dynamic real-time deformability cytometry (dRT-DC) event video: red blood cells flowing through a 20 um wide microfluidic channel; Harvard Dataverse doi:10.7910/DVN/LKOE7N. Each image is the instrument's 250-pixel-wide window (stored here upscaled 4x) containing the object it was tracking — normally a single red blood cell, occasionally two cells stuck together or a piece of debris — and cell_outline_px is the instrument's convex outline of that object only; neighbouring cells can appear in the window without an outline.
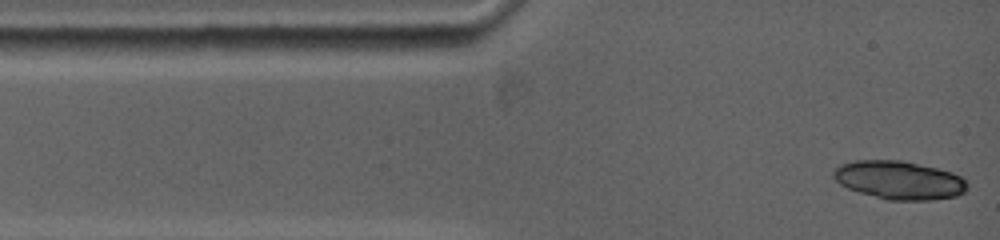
{"species": "common noctule bat (a hibernating species)", "species_latin": "Nyctalus noctula", "temperature_condition": "warm", "stored_images_in_passage": 6, "camera_frame_rate_fps": 5000, "um_per_image_px": 0.085, "animal": {"sex": "female", "body_mass_g": 19.0, "forearm_length_mm": 53.3}, "frame": {"image": 1, "passage_image": 1, "time_ms": 0.0, "image_size_px": [1000, 240], "cell_outline_px": [[968, 188], [964, 192], [956, 196], [932, 200], [888, 200], [860, 192], [848, 188], [840, 184], [832, 176], [832, 172], [836, 168], [844, 164], [856, 160], [900, 160], [936, 168], [952, 172], [960, 176], [968, 184]], "centroid_in_image_um": [76.45, 15.31], "position_along_channel_um": 8.6, "area_um2": 29.71}}